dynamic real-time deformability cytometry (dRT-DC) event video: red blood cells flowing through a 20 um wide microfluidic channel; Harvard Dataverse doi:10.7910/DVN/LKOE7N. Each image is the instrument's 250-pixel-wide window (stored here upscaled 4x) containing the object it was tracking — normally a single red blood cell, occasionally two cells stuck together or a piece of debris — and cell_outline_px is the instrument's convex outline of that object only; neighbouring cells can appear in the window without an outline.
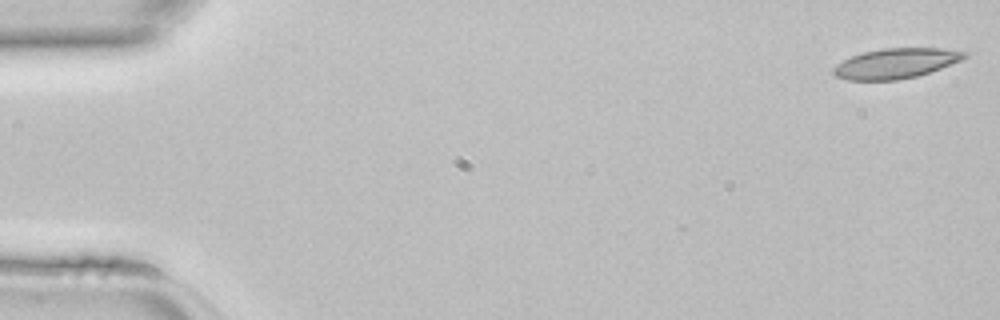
{"species": "common noctule bat (a hibernating species)", "species_latin": "Nyctalus noctula", "temperature_condition": "room temperature", "stored_images_in_passage": 45, "camera_frame_rate_fps": 3000, "um_per_image_px": 0.085, "animal": {"sex": "female", "body_mass_g": 22.7, "forearm_length_mm": 54.2}, "frame": {"image": 1, "passage_image": 1, "time_ms": 0.0, "image_size_px": [1000, 320], "cell_outline_px": [[968, 56], [960, 60], [940, 68], [916, 76], [896, 80], [848, 80], [836, 76], [832, 72], [832, 68], [836, 64], [852, 56], [864, 52], [884, 48], [940, 48], [968, 52]], "centroid_in_image_um": [76.12, 5.38], "position_along_channel_um": 8.9, "area_um2": 22.72}}
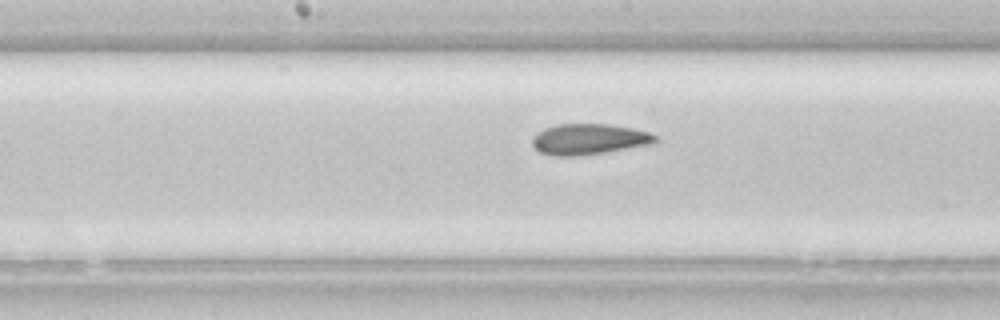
{"frame": {"image": 2, "passage_image": 23, "time_ms": 7.333, "image_size_px": [1000, 320], "cell_outline_px": [[660, 140], [656, 144], [580, 156], [552, 156], [540, 152], [532, 144], [532, 136], [536, 132], [544, 128], [556, 124], [608, 124], [632, 128], [648, 132], [656, 136]], "centroid_in_image_um": [50.07, 11.84], "position_along_channel_um": 198.1, "area_um2": 22.43}}
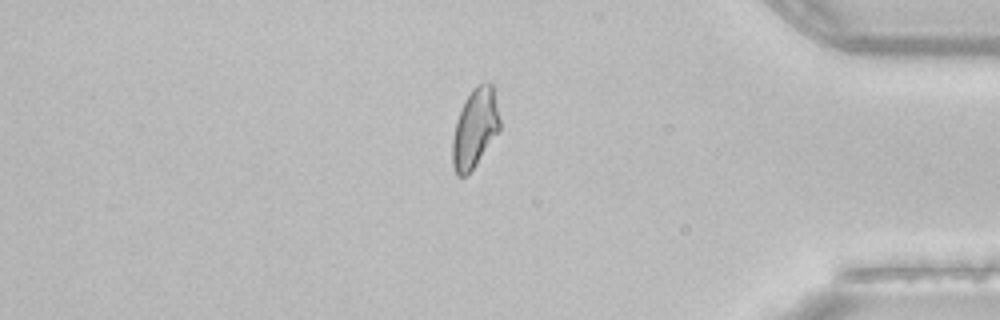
{"frame": {"image": 3, "passage_image": 38, "time_ms": 12.333, "image_size_px": [1000, 320], "cell_outline_px": [[500, 132], [468, 176], [456, 176], [452, 164], [452, 140], [456, 120], [464, 100], [472, 88], [480, 84], [492, 84], [500, 120]], "centroid_in_image_um": [40.36, 10.96], "position_along_channel_um": 394.8, "area_um2": 22.08}}